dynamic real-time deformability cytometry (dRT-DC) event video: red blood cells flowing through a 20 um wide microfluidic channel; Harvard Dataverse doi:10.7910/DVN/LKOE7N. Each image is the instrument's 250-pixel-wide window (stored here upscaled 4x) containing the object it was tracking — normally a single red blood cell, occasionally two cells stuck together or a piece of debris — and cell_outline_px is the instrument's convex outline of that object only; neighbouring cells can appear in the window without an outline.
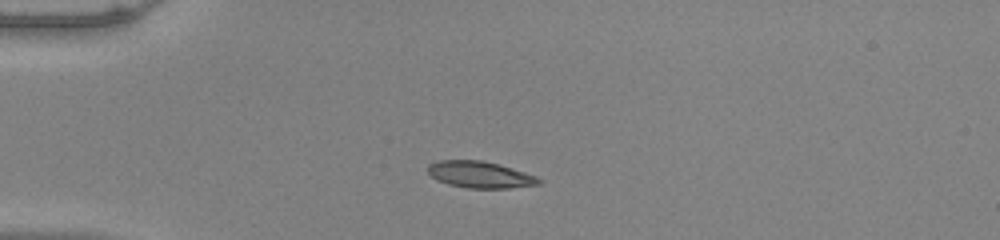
{"species": "common noctule bat (a hibernating species)", "species_latin": "Nyctalus noctula", "temperature_condition": "warm", "stored_images_in_passage": 39, "camera_frame_rate_fps": 3000, "um_per_image_px": 0.085, "animal": {"sex": "male", "body_mass_g": 20.0, "forearm_length_mm": 53.3}, "frame": {"image": 1, "passage_image": 1, "time_ms": 0.0, "image_size_px": [1000, 240], "cell_outline_px": [[544, 180], [540, 184], [508, 188], [468, 188], [448, 184], [436, 180], [428, 172], [428, 164], [436, 160], [480, 160], [512, 168], [536, 176]], "centroid_in_image_um": [40.79, 14.84], "position_along_channel_um": 44.2, "area_um2": 17.17}}
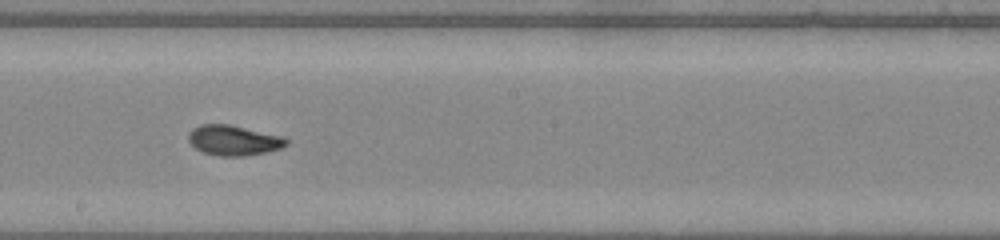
{"frame": {"image": 2, "passage_image": 17, "time_ms": 5.333, "image_size_px": [1000, 240], "cell_outline_px": [[288, 144], [280, 148], [264, 152], [244, 156], [220, 156], [200, 152], [188, 140], [188, 132], [192, 128], [200, 124], [228, 124], [284, 136], [288, 140]], "centroid_in_image_um": [19.83, 11.92], "position_along_channel_um": 228.4, "area_um2": 17.28}}
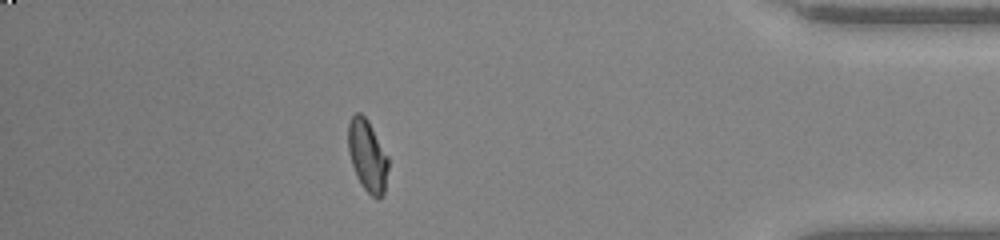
{"frame": {"image": 3, "passage_image": 33, "time_ms": 10.667, "image_size_px": [1000, 240], "cell_outline_px": [[388, 168], [384, 192], [376, 200], [364, 188], [356, 176], [348, 152], [348, 124], [352, 116], [356, 112], [360, 112], [368, 120], [388, 156]], "centroid_in_image_um": [31.22, 13.22], "position_along_channel_um": 404.0, "area_um2": 16.7}, "authors_computed_cell_mechanics": {"area_um2": 16.9354, "velocity_mm_per_s": 4.0165, "shape_relaxation_time_tau1_ms": 3.7312, "shape_relaxation_time_tau2_ms": 0.8228, "deformation_change_tau1": 0.1672, "deformation_change_tau2": 0.0517}}